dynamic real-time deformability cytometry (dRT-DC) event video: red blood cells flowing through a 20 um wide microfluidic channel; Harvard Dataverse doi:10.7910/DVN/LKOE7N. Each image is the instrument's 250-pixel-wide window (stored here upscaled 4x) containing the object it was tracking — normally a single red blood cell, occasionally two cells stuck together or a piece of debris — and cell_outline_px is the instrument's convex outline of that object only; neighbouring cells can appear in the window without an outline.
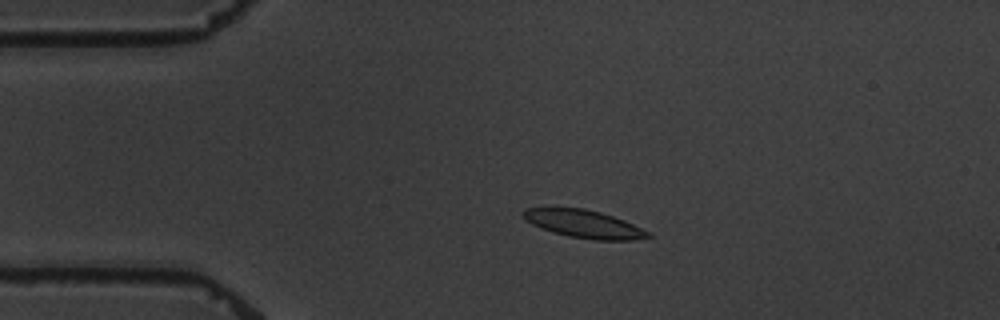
{"species": "common noctule bat (a hibernating species)", "species_latin": "Nyctalus noctula", "temperature_condition": "warm", "stored_images_in_passage": 5, "camera_frame_rate_fps": 3000, "um_per_image_px": 0.085, "animal": {"sex": "male", "body_mass_g": 19.5, "forearm_length_mm": 54.6}, "frame": {"image": 1, "passage_image": 4, "time_ms": 3.333, "image_size_px": [1000, 320], "cell_outline_px": [[652, 236], [632, 240], [596, 240], [568, 236], [552, 232], [532, 224], [524, 220], [520, 212], [524, 208], [584, 208], [600, 212], [624, 220], [648, 232]], "centroid_in_image_um": [49.57, 19.03], "position_along_channel_um": 35.4, "area_um2": 20.11}}